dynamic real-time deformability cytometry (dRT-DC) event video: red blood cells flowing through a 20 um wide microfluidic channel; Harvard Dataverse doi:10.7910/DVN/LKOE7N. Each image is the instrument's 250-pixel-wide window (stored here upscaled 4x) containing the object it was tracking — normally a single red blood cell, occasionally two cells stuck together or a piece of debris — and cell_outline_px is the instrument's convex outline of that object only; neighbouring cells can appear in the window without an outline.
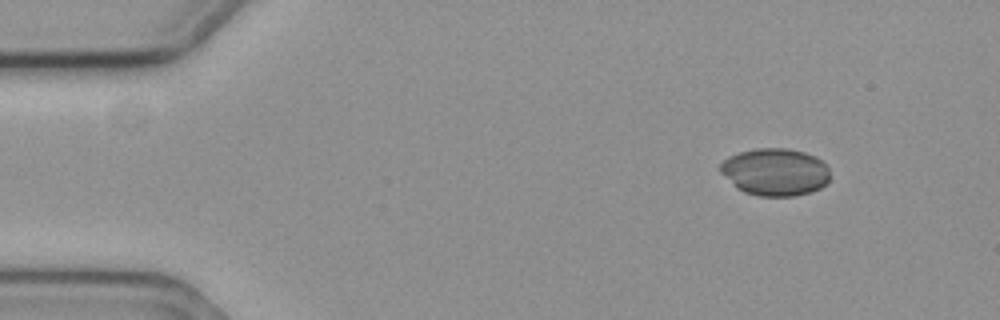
{"species": "common noctule bat (a hibernating species)", "species_latin": "Nyctalus noctula", "temperature_condition": "cold", "stored_images_in_passage": 52, "camera_frame_rate_fps": 3000, "um_per_image_px": 0.085, "animal": {"sex": "female", "body_mass_g": 19.3, "forearm_length_mm": 54.1}, "frame": {"image": 1, "passage_image": 1, "time_ms": 0.0, "image_size_px": [1000, 320], "cell_outline_px": [[828, 180], [820, 188], [812, 192], [796, 196], [756, 196], [744, 192], [736, 188], [720, 172], [720, 164], [724, 160], [740, 152], [756, 148], [784, 148], [804, 152], [816, 156], [828, 164]], "centroid_in_image_um": [65.9, 14.63], "position_along_channel_um": 19.1, "area_um2": 30.4}}
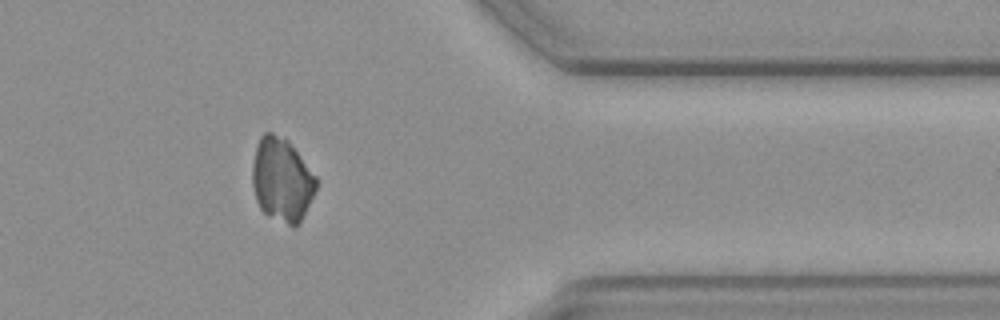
{"frame": {"image": 2, "passage_image": 41, "time_ms": 13.333, "image_size_px": [1000, 320], "cell_outline_px": [[316, 188], [296, 228], [292, 228], [268, 216], [260, 208], [256, 200], [252, 184], [252, 164], [256, 148], [260, 136], [264, 132], [272, 132], [288, 140], [316, 176]], "centroid_in_image_um": [23.93, 15.29], "position_along_channel_um": 387.5, "area_um2": 31.04}}
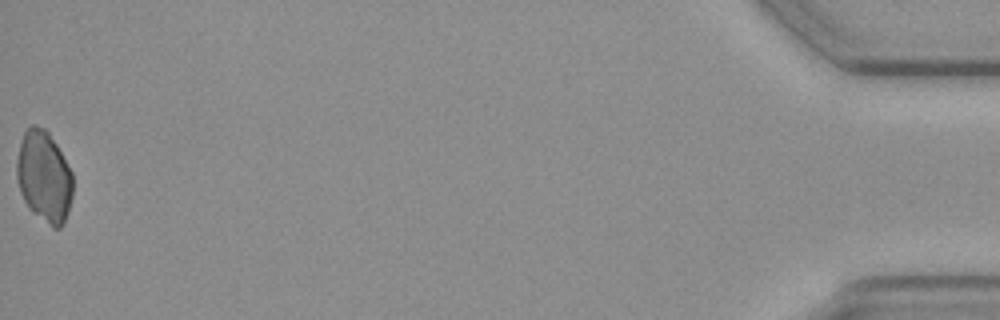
{"frame": {"image": 3, "passage_image": 52, "time_ms": 17.0, "image_size_px": [1000, 320], "cell_outline_px": [[72, 196], [68, 212], [64, 224], [60, 228], [52, 228], [32, 212], [28, 208], [20, 192], [16, 176], [16, 160], [20, 144], [24, 132], [32, 124], [36, 124], [44, 128], [48, 132], [56, 144], [72, 172]], "centroid_in_image_um": [3.73, 15.03], "position_along_channel_um": 431.5, "area_um2": 30.0}}